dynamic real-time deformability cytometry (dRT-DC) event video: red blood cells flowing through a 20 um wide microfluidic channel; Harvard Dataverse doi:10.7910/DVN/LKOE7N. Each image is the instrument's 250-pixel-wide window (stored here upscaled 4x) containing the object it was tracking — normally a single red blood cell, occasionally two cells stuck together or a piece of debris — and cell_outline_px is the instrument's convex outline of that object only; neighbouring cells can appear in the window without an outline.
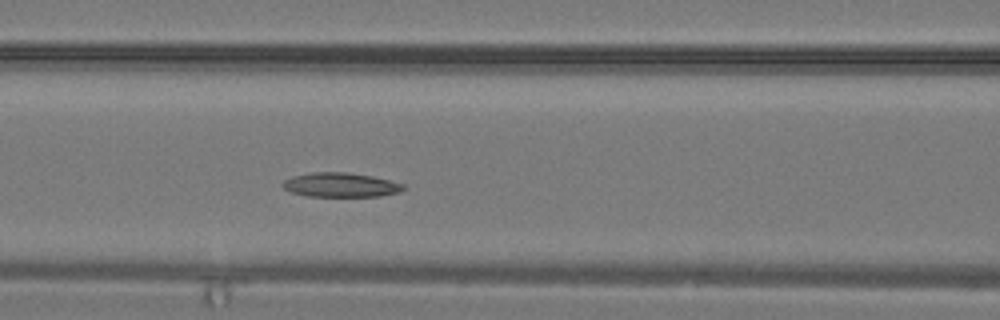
{"species": "common noctule bat (a hibernating species)", "species_latin": "Nyctalus noctula", "temperature_condition": "warm", "stored_images_in_passage": 14, "camera_frame_rate_fps": 3000, "um_per_image_px": 0.085, "animal": {"sex": "male", "body_mass_g": 19.2, "forearm_length_mm": 51.8}, "frame": {"image": 1, "passage_image": 10, "time_ms": 3.0, "image_size_px": [1000, 320], "cell_outline_px": [[408, 188], [400, 192], [380, 196], [308, 196], [292, 192], [284, 188], [280, 184], [284, 180], [292, 176], [312, 172], [348, 172], [372, 176], [404, 184]], "centroid_in_image_um": [28.97, 15.71], "position_along_channel_um": 137.6, "area_um2": 17.17}}
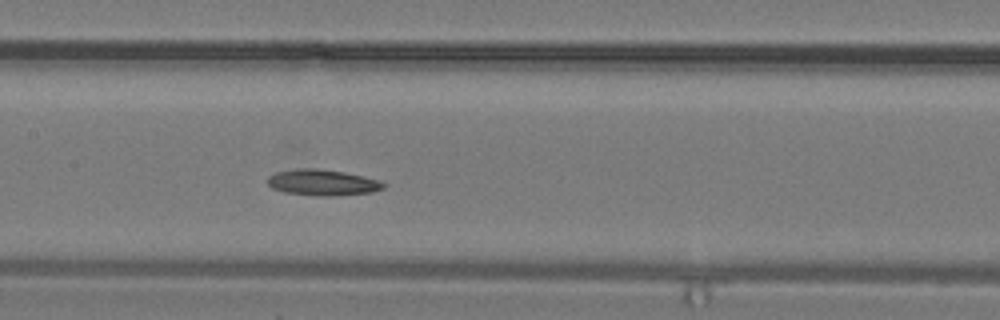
{"frame": {"image": 2, "passage_image": 12, "time_ms": 3.667, "image_size_px": [1000, 320], "cell_outline_px": [[384, 188], [372, 192], [332, 196], [316, 196], [284, 192], [272, 188], [268, 184], [268, 176], [276, 172], [296, 168], [312, 168], [344, 172], [380, 180], [384, 184]], "centroid_in_image_um": [27.39, 15.51], "position_along_channel_um": 180.0, "area_um2": 17.51}}
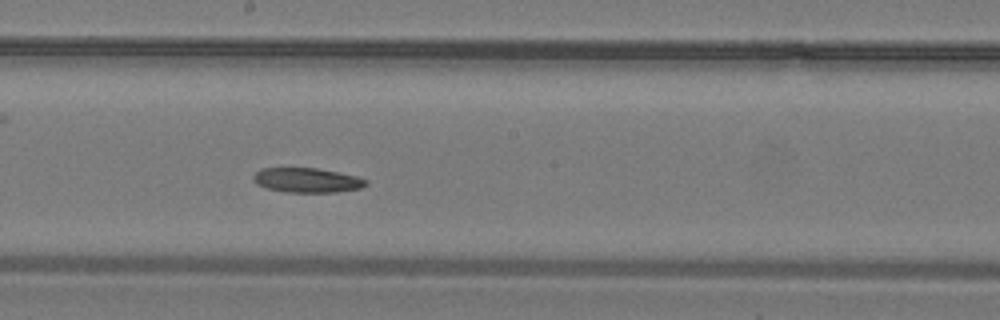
{"frame": {"image": 3, "passage_image": 14, "time_ms": 4.333, "image_size_px": [1000, 320], "cell_outline_px": [[368, 184], [360, 188], [336, 192], [288, 192], [264, 188], [256, 184], [252, 180], [252, 176], [260, 168], [316, 168], [356, 176], [368, 180]], "centroid_in_image_um": [26.05, 15.32], "position_along_channel_um": 222.1, "area_um2": 16.18}}